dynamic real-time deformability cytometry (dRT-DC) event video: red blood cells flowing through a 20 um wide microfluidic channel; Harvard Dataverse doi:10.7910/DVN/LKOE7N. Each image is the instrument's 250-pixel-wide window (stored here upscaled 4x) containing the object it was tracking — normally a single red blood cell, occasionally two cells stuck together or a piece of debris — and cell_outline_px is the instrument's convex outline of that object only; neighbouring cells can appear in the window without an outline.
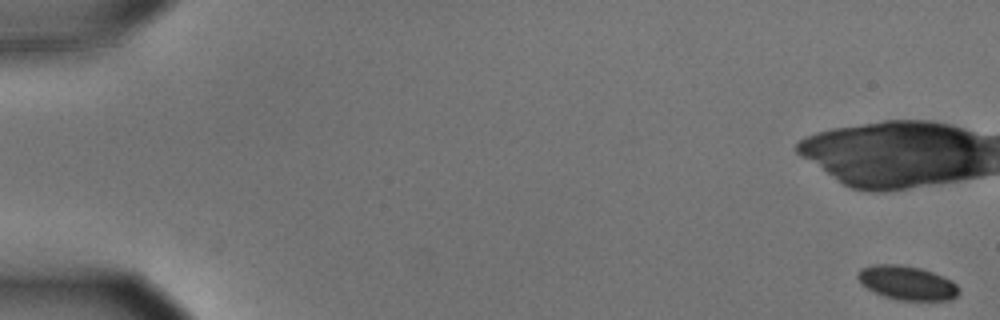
{"species": "common noctule bat (a hibernating species)", "species_latin": "Nyctalus noctula", "temperature_condition": "cold", "stored_images_in_passage": 18, "camera_frame_rate_fps": 3000, "um_per_image_px": 0.085, "animal": {"sex": "male", "body_mass_g": 15.6}, "frame": {"image": 1, "passage_image": 1, "time_ms": 0.0, "image_size_px": [1000, 320], "cell_outline_px": [[960, 292], [952, 300], [896, 300], [884, 296], [860, 284], [856, 276], [856, 272], [860, 268], [876, 264], [896, 264], [920, 268], [932, 272], [952, 280], [960, 288]], "centroid_in_image_um": [77.09, 24.04], "position_along_channel_um": 7.9, "area_um2": 20.17}}